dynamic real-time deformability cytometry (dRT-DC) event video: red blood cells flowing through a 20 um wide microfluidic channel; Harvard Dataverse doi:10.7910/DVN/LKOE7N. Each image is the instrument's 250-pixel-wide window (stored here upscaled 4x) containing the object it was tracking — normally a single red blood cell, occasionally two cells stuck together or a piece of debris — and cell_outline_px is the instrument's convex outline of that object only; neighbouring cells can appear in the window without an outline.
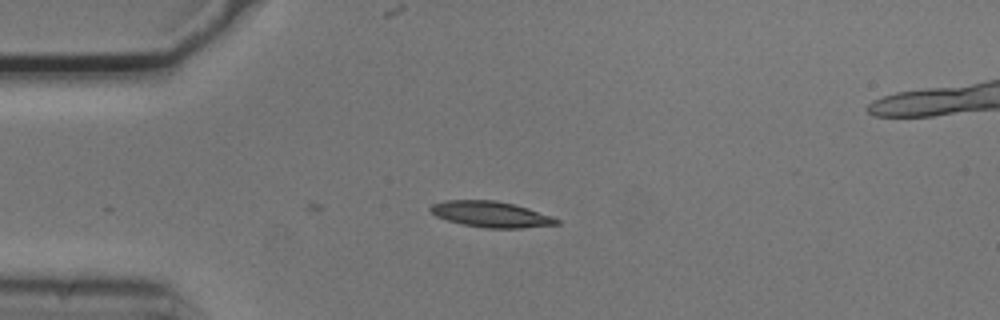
{"species": "common noctule bat (a hibernating species)", "species_latin": "Nyctalus noctula", "temperature_condition": "cold", "stored_images_in_passage": 10, "camera_frame_rate_fps": 3000, "um_per_image_px": 0.085, "animal": {"sex": "male", "body_mass_g": 20.5, "forearm_length_mm": 52.5}, "frame": {"image": 1, "passage_image": 1, "time_ms": 0.0, "image_size_px": [1000, 320], "cell_outline_px": [[560, 224], [520, 228], [484, 228], [464, 224], [448, 220], [436, 216], [428, 208], [432, 204], [448, 200], [496, 200], [528, 208], [552, 216], [560, 220]], "centroid_in_image_um": [41.75, 18.21], "position_along_channel_um": 43.3, "area_um2": 18.9}}